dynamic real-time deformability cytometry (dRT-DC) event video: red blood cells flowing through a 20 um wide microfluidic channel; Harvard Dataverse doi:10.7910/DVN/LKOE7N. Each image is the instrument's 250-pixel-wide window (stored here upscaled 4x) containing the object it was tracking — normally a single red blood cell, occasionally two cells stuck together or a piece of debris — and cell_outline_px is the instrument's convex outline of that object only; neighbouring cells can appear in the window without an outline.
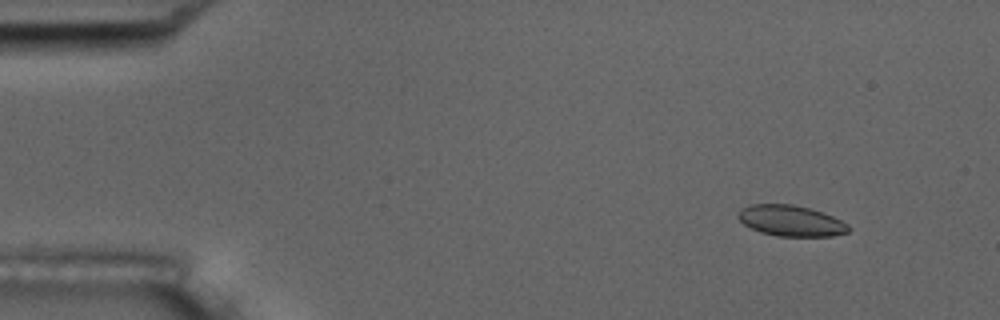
{"species": "common noctule bat (a hibernating species)", "species_latin": "Nyctalus noctula", "temperature_condition": "room temperature", "stored_images_in_passage": 6, "camera_frame_rate_fps": 3000, "um_per_image_px": 0.085, "animal": {"sex": "male", "body_mass_g": 17.5, "forearm_length_mm": 52.3}, "frame": {"image": 1, "passage_image": 2, "time_ms": 1.333, "image_size_px": [1000, 320], "cell_outline_px": [[852, 228], [848, 232], [832, 236], [776, 236], [760, 232], [744, 224], [736, 216], [740, 208], [752, 204], [792, 204], [808, 208], [832, 216], [848, 224]], "centroid_in_image_um": [67.21, 18.77], "position_along_channel_um": 17.8, "area_um2": 19.83}}
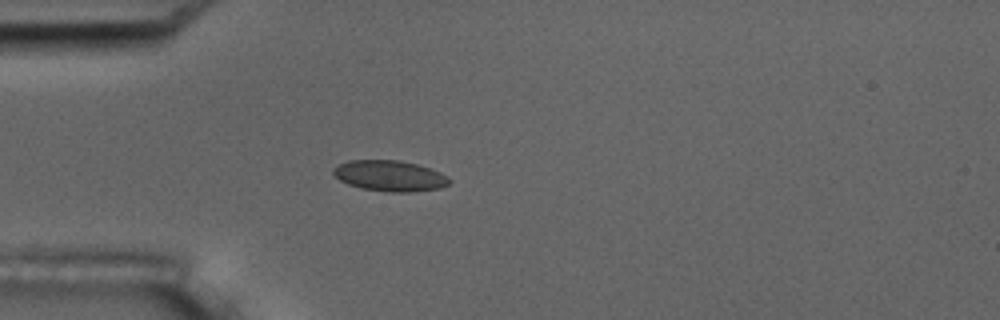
{"frame": {"image": 2, "passage_image": 5, "time_ms": 4.667, "image_size_px": [1000, 320], "cell_outline_px": [[452, 180], [448, 184], [440, 188], [408, 192], [388, 192], [360, 188], [348, 184], [340, 180], [332, 172], [332, 168], [336, 164], [348, 160], [400, 160], [416, 164], [440, 172], [448, 176]], "centroid_in_image_um": [33.1, 14.94], "position_along_channel_um": 51.9, "area_um2": 20.92}}